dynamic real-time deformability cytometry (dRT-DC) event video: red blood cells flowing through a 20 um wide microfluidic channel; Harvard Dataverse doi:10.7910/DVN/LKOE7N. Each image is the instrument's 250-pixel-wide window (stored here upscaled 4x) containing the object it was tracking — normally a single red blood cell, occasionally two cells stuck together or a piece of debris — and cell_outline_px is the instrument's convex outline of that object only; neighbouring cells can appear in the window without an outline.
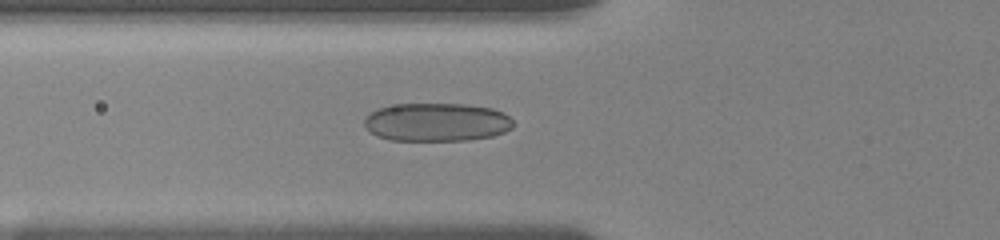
{"species": "human", "species_latin": "Homo sapiens", "temperature_condition": "room temperature", "stored_images_in_passage": 31, "camera_frame_rate_fps": 3000, "um_per_image_px": 0.085, "donor": {"sex": "female"}, "frame": {"image": 1, "passage_image": 27, "time_ms": 6.667, "image_size_px": [1000, 240], "cell_outline_px": [[512, 128], [504, 132], [492, 136], [468, 140], [388, 140], [376, 136], [364, 124], [364, 120], [376, 108], [396, 104], [464, 104], [492, 108], [504, 112], [512, 120]], "centroid_in_image_um": [37.13, 10.38], "position_along_channel_um": 88.7, "area_um2": 33.23}}
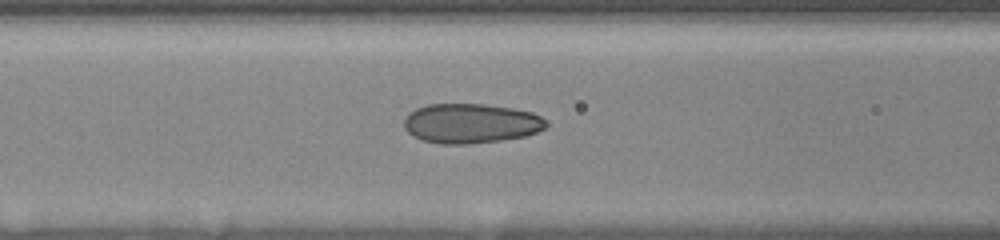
{"frame": {"image": 2, "passage_image": 31, "time_ms": 7.667, "image_size_px": [1000, 240], "cell_outline_px": [[548, 124], [544, 128], [536, 132], [524, 136], [500, 140], [468, 144], [440, 144], [424, 140], [412, 136], [404, 128], [404, 120], [408, 112], [416, 108], [428, 104], [484, 104], [512, 108], [532, 112], [548, 120]], "centroid_in_image_um": [40.0, 10.48], "position_along_channel_um": 126.6, "area_um2": 32.95}}